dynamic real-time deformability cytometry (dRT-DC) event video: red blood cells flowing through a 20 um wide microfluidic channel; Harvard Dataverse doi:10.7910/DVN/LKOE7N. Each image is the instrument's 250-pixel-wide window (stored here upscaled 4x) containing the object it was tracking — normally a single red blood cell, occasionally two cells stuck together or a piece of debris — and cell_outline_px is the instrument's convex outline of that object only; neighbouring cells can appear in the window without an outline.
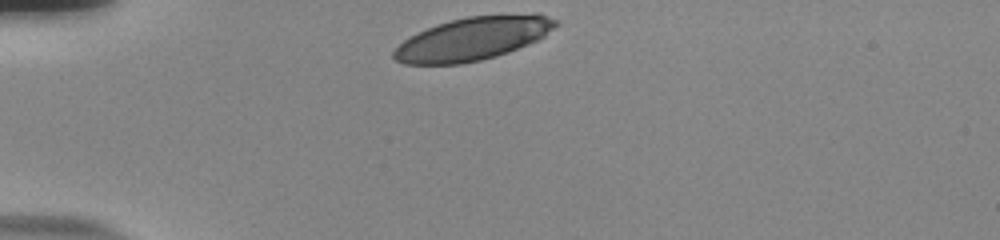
{"species": "human", "species_latin": "Homo sapiens", "temperature_condition": "room temperature", "stored_images_in_passage": 32, "camera_frame_rate_fps": 3000, "um_per_image_px": 0.085, "donor": {"sex": "male"}, "frame": {"image": 1, "passage_image": 1, "time_ms": 0.0, "image_size_px": [1000, 240], "cell_outline_px": [[560, 24], [544, 36], [536, 40], [508, 52], [496, 56], [480, 60], [460, 64], [404, 64], [396, 60], [392, 56], [392, 52], [404, 40], [436, 24], [468, 16], [536, 12], [540, 12], [556, 20]], "centroid_in_image_um": [40.25, 3.26], "position_along_channel_um": 44.8, "area_um2": 40.75}}
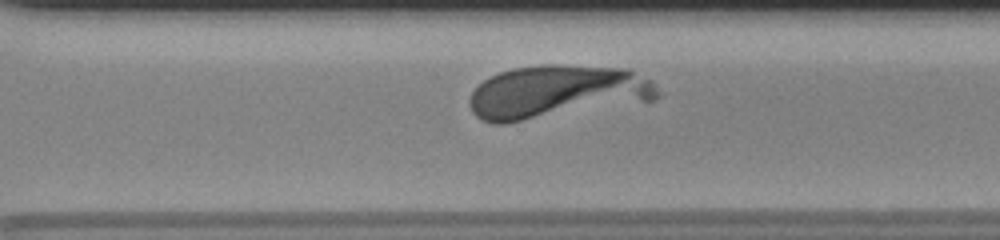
{"frame": {"image": 2, "passage_image": 26, "time_ms": 8.333, "image_size_px": [1000, 240], "cell_outline_px": [[660, 96], [656, 100], [504, 124], [492, 124], [480, 120], [472, 112], [468, 104], [468, 100], [472, 92], [484, 80], [500, 72], [512, 68], [544, 64], [552, 64], [628, 68], [648, 80], [660, 92]], "centroid_in_image_um": [47.3, 7.82], "position_along_channel_um": 323.3, "area_um2": 58.55}}
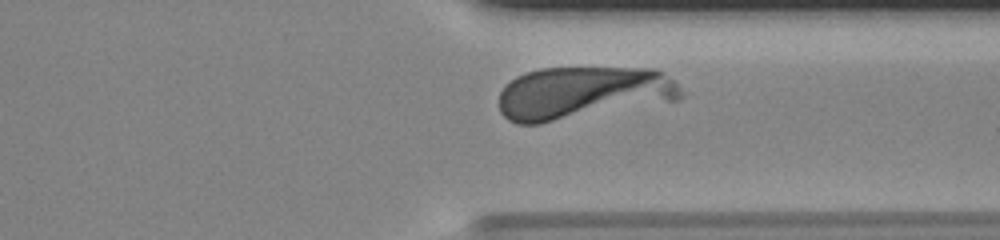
{"frame": {"image": 3, "passage_image": 29, "time_ms": 9.333, "image_size_px": [1000, 240], "cell_outline_px": [[684, 96], [680, 100], [540, 124], [516, 124], [508, 120], [500, 112], [500, 92], [504, 84], [516, 76], [540, 68], [656, 68], [664, 72], [684, 92]], "centroid_in_image_um": [49.55, 7.9], "position_along_channel_um": 361.9, "area_um2": 56.53}}